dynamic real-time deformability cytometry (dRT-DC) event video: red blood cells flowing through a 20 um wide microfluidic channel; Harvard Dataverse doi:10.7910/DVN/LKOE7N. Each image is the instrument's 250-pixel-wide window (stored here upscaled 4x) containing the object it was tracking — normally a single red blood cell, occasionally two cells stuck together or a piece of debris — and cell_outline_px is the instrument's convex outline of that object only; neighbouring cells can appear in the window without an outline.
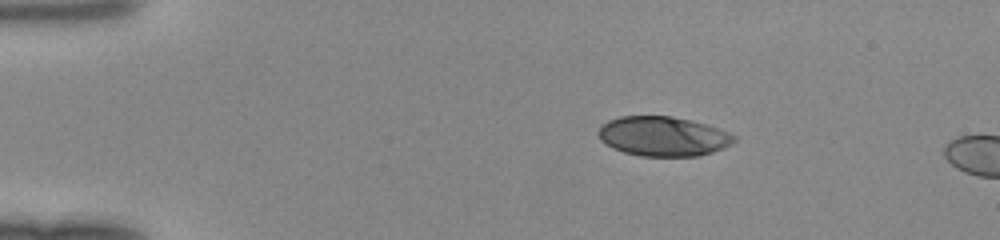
{"species": "human", "species_latin": "Homo sapiens", "temperature_condition": "room temperature", "stored_images_in_passage": 13, "camera_frame_rate_fps": 3000, "um_per_image_px": 0.085, "donor": {"sex": "female"}, "frame": {"image": 1, "passage_image": 8, "time_ms": 2.333, "image_size_px": [1000, 240], "cell_outline_px": [[736, 140], [732, 144], [724, 148], [712, 152], [696, 156], [640, 156], [624, 152], [612, 148], [600, 140], [596, 132], [600, 124], [608, 120], [620, 116], [672, 116], [704, 124], [728, 132], [736, 136]], "centroid_in_image_um": [56.31, 11.59], "position_along_channel_um": 28.7, "area_um2": 31.44}}